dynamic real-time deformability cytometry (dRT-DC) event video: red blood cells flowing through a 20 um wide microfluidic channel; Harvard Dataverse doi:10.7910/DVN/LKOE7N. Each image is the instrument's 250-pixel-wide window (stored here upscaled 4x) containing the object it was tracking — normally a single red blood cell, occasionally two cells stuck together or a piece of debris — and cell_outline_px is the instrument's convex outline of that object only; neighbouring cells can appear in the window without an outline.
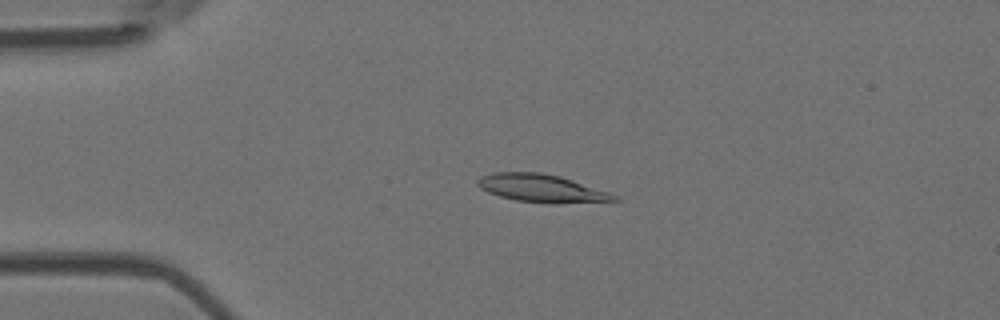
{"species": "Egyptian fruit bat (a non-hibernating species)", "species_latin": "Rousettus aegyptiacus", "temperature_condition": "room temperature", "stored_images_in_passage": 5, "camera_frame_rate_fps": 3000, "um_per_image_px": 0.085, "animal": {"sex": "female"}, "frame": {"image": 1, "passage_image": 3, "time_ms": 3.333, "image_size_px": [1000, 320], "cell_outline_px": [[620, 200], [552, 204], [516, 200], [500, 196], [488, 192], [480, 188], [476, 184], [476, 180], [492, 172], [540, 172], [560, 176], [620, 196]], "centroid_in_image_um": [46.03, 16.0], "position_along_channel_um": 39.0, "area_um2": 22.08}}